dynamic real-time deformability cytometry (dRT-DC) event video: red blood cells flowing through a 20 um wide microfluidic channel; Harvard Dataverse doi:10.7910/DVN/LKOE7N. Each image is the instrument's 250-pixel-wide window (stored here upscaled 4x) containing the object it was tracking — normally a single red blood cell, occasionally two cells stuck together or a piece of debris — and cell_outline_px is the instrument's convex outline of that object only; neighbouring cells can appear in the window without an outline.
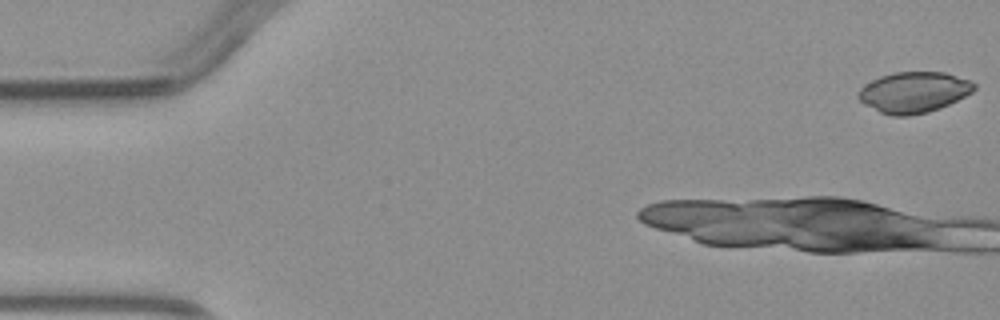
{"species": "common noctule bat (a hibernating species)", "species_latin": "Nyctalus noctula", "temperature_condition": "warm", "stored_images_in_passage": 3, "camera_frame_rate_fps": 3000, "um_per_image_px": 0.085, "animal": {"sex": "male", "body_mass_g": 23.1, "forearm_length_mm": 52.7}, "frame": {"image": 1, "passage_image": 1, "time_ms": 0.0, "image_size_px": [1000, 320], "cell_outline_px": [[976, 88], [972, 92], [940, 108], [928, 112], [908, 116], [892, 116], [880, 112], [864, 104], [856, 96], [860, 88], [864, 84], [880, 76], [896, 72], [944, 72], [968, 80], [976, 84]], "centroid_in_image_um": [77.64, 7.84], "position_along_channel_um": 7.4, "area_um2": 27.46}}